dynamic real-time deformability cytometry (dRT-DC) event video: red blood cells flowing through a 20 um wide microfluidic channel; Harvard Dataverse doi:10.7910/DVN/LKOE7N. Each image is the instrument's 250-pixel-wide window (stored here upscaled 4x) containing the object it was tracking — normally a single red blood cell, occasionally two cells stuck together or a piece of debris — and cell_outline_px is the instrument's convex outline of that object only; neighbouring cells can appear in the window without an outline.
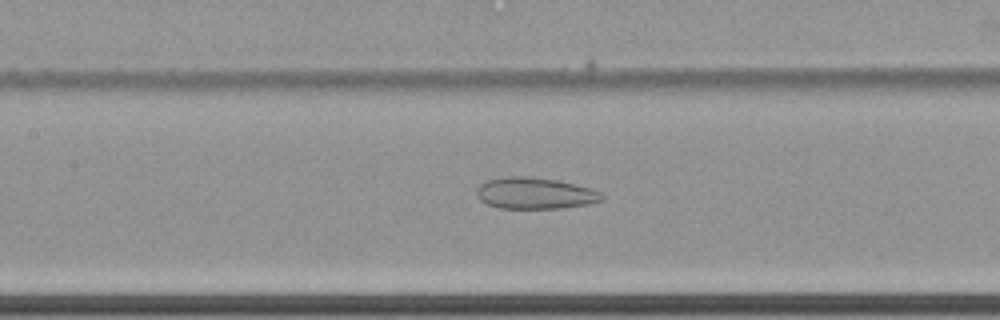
{"species": "common noctule bat (a hibernating species)", "species_latin": "Nyctalus noctula", "temperature_condition": "cold", "stored_images_in_passage": 63, "camera_frame_rate_fps": 3000, "um_per_image_px": 0.085, "animal": {"sex": "female", "body_mass_g": 22.7, "forearm_length_mm": 54.2}, "frame": {"image": 1, "passage_image": 32, "time_ms": 10.333, "image_size_px": [1000, 320], "cell_outline_px": [[604, 196], [600, 200], [588, 204], [560, 208], [496, 208], [480, 200], [476, 196], [476, 188], [484, 180], [504, 176], [528, 176], [556, 180], [592, 188], [600, 192]], "centroid_in_image_um": [45.41, 16.41], "position_along_channel_um": 162.0, "area_um2": 23.06}}
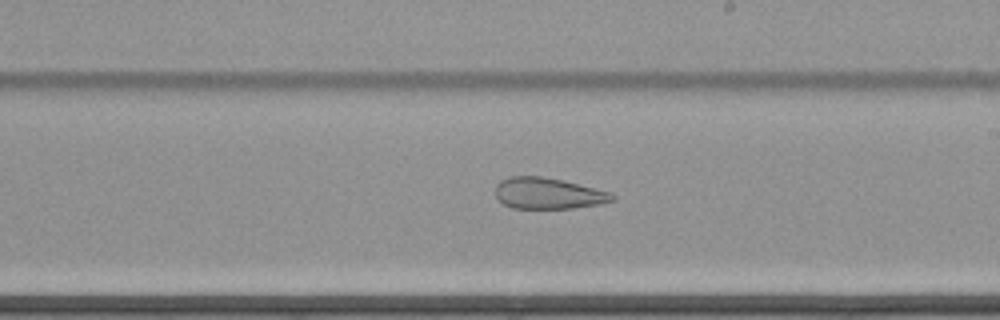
{"frame": {"image": 2, "passage_image": 39, "time_ms": 12.667, "image_size_px": [1000, 320], "cell_outline_px": [[616, 200], [600, 204], [572, 208], [512, 208], [504, 204], [496, 196], [496, 184], [500, 180], [508, 176], [540, 176], [564, 180], [612, 192], [616, 196]], "centroid_in_image_um": [46.62, 16.43], "position_along_channel_um": 242.4, "area_um2": 21.44}}
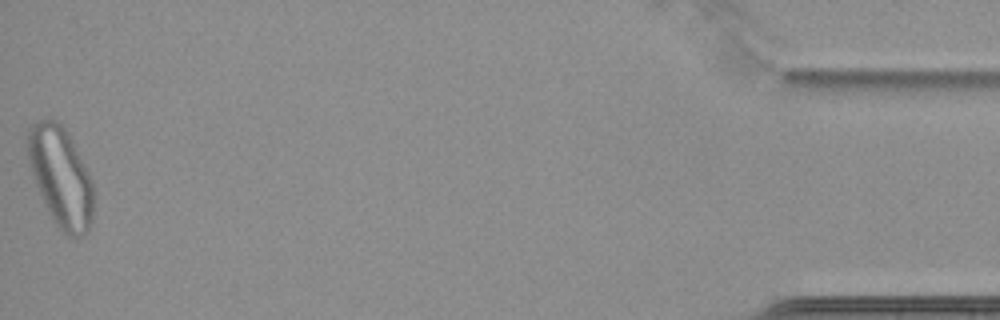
{"frame": {"image": 3, "passage_image": 63, "time_ms": 20.667, "image_size_px": [1000, 320], "cell_outline_px": [[92, 220], [88, 232], [80, 236], [68, 236], [56, 224], [36, 184], [32, 172], [28, 156], [28, 128], [32, 124], [40, 120], [56, 120], [68, 132], [92, 180]], "centroid_in_image_um": [5.18, 15.01], "position_along_channel_um": 430.0, "area_um2": 37.28}}